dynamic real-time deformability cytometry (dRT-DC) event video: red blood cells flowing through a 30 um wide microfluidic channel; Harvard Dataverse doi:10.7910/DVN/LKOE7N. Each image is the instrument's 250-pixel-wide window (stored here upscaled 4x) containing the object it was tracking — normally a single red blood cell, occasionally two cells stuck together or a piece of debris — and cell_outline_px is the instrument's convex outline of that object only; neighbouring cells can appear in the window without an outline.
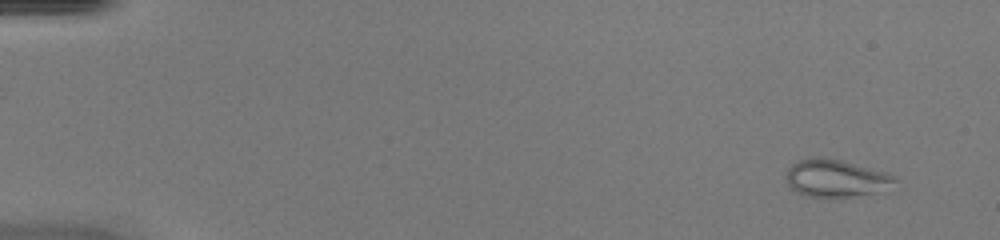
{"species": "common noctule bat (a hibernating species)", "species_latin": "Nyctalus noctula", "temperature_condition": "warm", "stored_images_in_passage": 48, "camera_frame_rate_fps": 3000, "um_per_image_px": 0.085, "animal": {"sex": "female", "body_mass_g": 20.0, "forearm_length_mm": 54.0}, "frame": {"image": 1, "passage_image": 3, "time_ms": 0.667, "image_size_px": [1000, 240], "cell_outline_px": [[896, 180], [872, 192], [852, 196], [828, 200], [804, 196], [796, 192], [788, 184], [784, 176], [788, 168], [792, 164], [800, 160], [812, 156], [824, 156], [888, 172], [896, 176]], "centroid_in_image_um": [70.92, 15.15], "position_along_channel_um": 14.1, "area_um2": 23.99}}
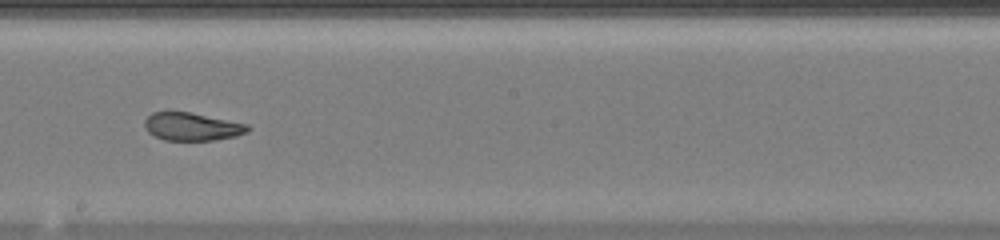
{"frame": {"image": 2, "passage_image": 28, "time_ms": 9.0, "image_size_px": [1000, 240], "cell_outline_px": [[252, 128], [248, 132], [236, 136], [216, 140], [164, 140], [148, 132], [144, 128], [144, 120], [152, 112], [192, 112], [248, 124]], "centroid_in_image_um": [16.34, 10.76], "position_along_channel_um": 231.9, "area_um2": 16.94}}
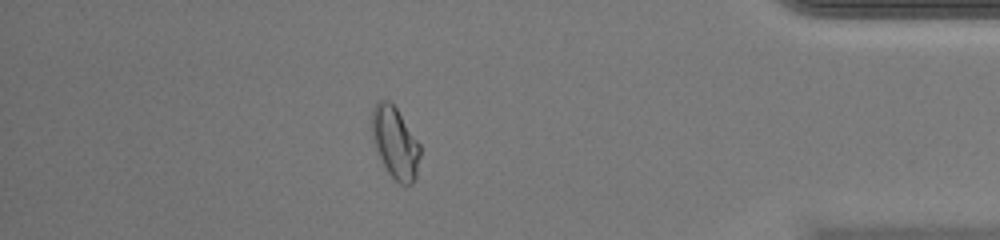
{"frame": {"image": 3, "passage_image": 42, "time_ms": 13.667, "image_size_px": [1000, 240], "cell_outline_px": [[420, 156], [416, 176], [412, 184], [400, 184], [388, 172], [372, 140], [372, 108], [376, 100], [388, 100], [396, 108], [420, 144]], "centroid_in_image_um": [33.58, 12.11], "position_along_channel_um": 401.6, "area_um2": 19.88}, "authors_computed_cell_mechanics": {"area_um2": 20.3456, "velocity_mm_per_s": 4.3538, "shape_relaxation_time_tau1_ms": null, "shape_relaxation_time_tau2_ms": 0.9449, "deformation_change_tau1": null, "deformation_change_tau2": 0.0465}}